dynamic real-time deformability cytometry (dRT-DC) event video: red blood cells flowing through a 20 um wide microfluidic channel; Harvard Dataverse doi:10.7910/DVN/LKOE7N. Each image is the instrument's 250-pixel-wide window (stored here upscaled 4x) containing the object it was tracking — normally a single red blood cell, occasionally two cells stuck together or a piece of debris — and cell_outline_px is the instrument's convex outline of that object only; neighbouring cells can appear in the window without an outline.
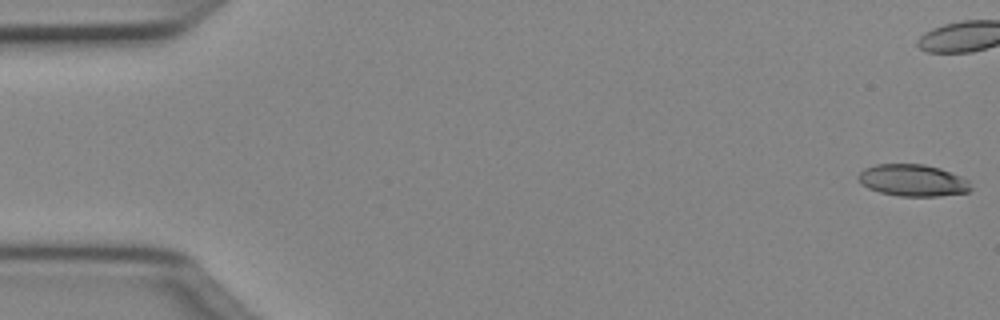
{"species": "Egyptian fruit bat (a non-hibernating species)", "species_latin": "Rousettus aegyptiacus", "temperature_condition": "cold", "stored_images_in_passage": 41, "camera_frame_rate_fps": 3000, "um_per_image_px": 0.085, "animal": {"sex": "female"}, "frame": {"image": 1, "passage_image": 1, "time_ms": 0.0, "image_size_px": [1000, 320], "cell_outline_px": [[972, 188], [968, 192], [940, 196], [900, 196], [880, 192], [868, 188], [860, 184], [856, 176], [864, 168], [876, 164], [924, 164], [940, 168], [960, 176], [968, 180]], "centroid_in_image_um": [77.56, 15.33], "position_along_channel_um": 7.4, "area_um2": 20.98}, "authors_computed_cell_mechanics": {"area_um2": 22.3686, "velocity_mm_per_s": 4.0461, "shape_relaxation_time_tau1_ms": null, "shape_relaxation_time_tau2_ms": 4.4186, "deformation_change_tau1": null, "deformation_change_tau2": 0.1464}}